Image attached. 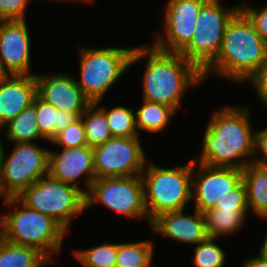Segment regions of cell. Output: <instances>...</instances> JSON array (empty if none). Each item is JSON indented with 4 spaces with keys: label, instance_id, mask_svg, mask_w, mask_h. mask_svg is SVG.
I'll use <instances>...</instances> for the list:
<instances>
[{
    "label": "cell",
    "instance_id": "1",
    "mask_svg": "<svg viewBox=\"0 0 267 267\" xmlns=\"http://www.w3.org/2000/svg\"><path fill=\"white\" fill-rule=\"evenodd\" d=\"M246 106H220L206 124L199 157L200 164L244 169L255 162L256 130Z\"/></svg>",
    "mask_w": 267,
    "mask_h": 267
},
{
    "label": "cell",
    "instance_id": "2",
    "mask_svg": "<svg viewBox=\"0 0 267 267\" xmlns=\"http://www.w3.org/2000/svg\"><path fill=\"white\" fill-rule=\"evenodd\" d=\"M145 58L143 100L169 105L178 112L186 91L204 82L202 72L180 53L165 52L149 43L134 46L130 70Z\"/></svg>",
    "mask_w": 267,
    "mask_h": 267
},
{
    "label": "cell",
    "instance_id": "3",
    "mask_svg": "<svg viewBox=\"0 0 267 267\" xmlns=\"http://www.w3.org/2000/svg\"><path fill=\"white\" fill-rule=\"evenodd\" d=\"M266 63L267 42L240 10L226 27L217 58L202 72L203 80L213 74L243 84Z\"/></svg>",
    "mask_w": 267,
    "mask_h": 267
},
{
    "label": "cell",
    "instance_id": "4",
    "mask_svg": "<svg viewBox=\"0 0 267 267\" xmlns=\"http://www.w3.org/2000/svg\"><path fill=\"white\" fill-rule=\"evenodd\" d=\"M1 238L8 242L33 247L49 260H56L67 232L53 218L25 206L17 197L2 201ZM57 254V255H56Z\"/></svg>",
    "mask_w": 267,
    "mask_h": 267
},
{
    "label": "cell",
    "instance_id": "5",
    "mask_svg": "<svg viewBox=\"0 0 267 267\" xmlns=\"http://www.w3.org/2000/svg\"><path fill=\"white\" fill-rule=\"evenodd\" d=\"M141 177L150 222L163 213L184 210L192 202V159L175 168L147 160Z\"/></svg>",
    "mask_w": 267,
    "mask_h": 267
},
{
    "label": "cell",
    "instance_id": "6",
    "mask_svg": "<svg viewBox=\"0 0 267 267\" xmlns=\"http://www.w3.org/2000/svg\"><path fill=\"white\" fill-rule=\"evenodd\" d=\"M132 47H78L80 80L76 83L95 103L103 100L109 89L130 69Z\"/></svg>",
    "mask_w": 267,
    "mask_h": 267
},
{
    "label": "cell",
    "instance_id": "7",
    "mask_svg": "<svg viewBox=\"0 0 267 267\" xmlns=\"http://www.w3.org/2000/svg\"><path fill=\"white\" fill-rule=\"evenodd\" d=\"M17 198L27 207L57 221L67 232L72 220L86 211L84 189L49 174L39 178Z\"/></svg>",
    "mask_w": 267,
    "mask_h": 267
},
{
    "label": "cell",
    "instance_id": "8",
    "mask_svg": "<svg viewBox=\"0 0 267 267\" xmlns=\"http://www.w3.org/2000/svg\"><path fill=\"white\" fill-rule=\"evenodd\" d=\"M223 6L220 0H208L202 6L193 38L180 52L201 72L217 58L226 27L240 11V4Z\"/></svg>",
    "mask_w": 267,
    "mask_h": 267
},
{
    "label": "cell",
    "instance_id": "9",
    "mask_svg": "<svg viewBox=\"0 0 267 267\" xmlns=\"http://www.w3.org/2000/svg\"><path fill=\"white\" fill-rule=\"evenodd\" d=\"M36 143V144H35ZM6 154L0 153V190L3 198H15L39 178L48 175L49 150L37 142L14 143Z\"/></svg>",
    "mask_w": 267,
    "mask_h": 267
},
{
    "label": "cell",
    "instance_id": "10",
    "mask_svg": "<svg viewBox=\"0 0 267 267\" xmlns=\"http://www.w3.org/2000/svg\"><path fill=\"white\" fill-rule=\"evenodd\" d=\"M86 210L97 203L127 220L139 219L151 225L145 207L144 185L141 175L95 179L85 194Z\"/></svg>",
    "mask_w": 267,
    "mask_h": 267
},
{
    "label": "cell",
    "instance_id": "11",
    "mask_svg": "<svg viewBox=\"0 0 267 267\" xmlns=\"http://www.w3.org/2000/svg\"><path fill=\"white\" fill-rule=\"evenodd\" d=\"M140 137H112L93 147L96 179L142 175L147 162Z\"/></svg>",
    "mask_w": 267,
    "mask_h": 267
},
{
    "label": "cell",
    "instance_id": "12",
    "mask_svg": "<svg viewBox=\"0 0 267 267\" xmlns=\"http://www.w3.org/2000/svg\"><path fill=\"white\" fill-rule=\"evenodd\" d=\"M208 0H168L164 10V31L154 34L155 48L180 53L192 40L198 15Z\"/></svg>",
    "mask_w": 267,
    "mask_h": 267
},
{
    "label": "cell",
    "instance_id": "13",
    "mask_svg": "<svg viewBox=\"0 0 267 267\" xmlns=\"http://www.w3.org/2000/svg\"><path fill=\"white\" fill-rule=\"evenodd\" d=\"M198 168V169H197ZM243 181V170L230 167H212L192 159L193 208L201 213L215 207L228 192Z\"/></svg>",
    "mask_w": 267,
    "mask_h": 267
},
{
    "label": "cell",
    "instance_id": "14",
    "mask_svg": "<svg viewBox=\"0 0 267 267\" xmlns=\"http://www.w3.org/2000/svg\"><path fill=\"white\" fill-rule=\"evenodd\" d=\"M27 20L0 21V64L7 75L31 73V37Z\"/></svg>",
    "mask_w": 267,
    "mask_h": 267
},
{
    "label": "cell",
    "instance_id": "15",
    "mask_svg": "<svg viewBox=\"0 0 267 267\" xmlns=\"http://www.w3.org/2000/svg\"><path fill=\"white\" fill-rule=\"evenodd\" d=\"M48 174L64 183L79 186L85 179L86 194L96 179L94 169L93 147L84 145L74 148H61L59 151L49 150ZM80 179V180H79Z\"/></svg>",
    "mask_w": 267,
    "mask_h": 267
},
{
    "label": "cell",
    "instance_id": "16",
    "mask_svg": "<svg viewBox=\"0 0 267 267\" xmlns=\"http://www.w3.org/2000/svg\"><path fill=\"white\" fill-rule=\"evenodd\" d=\"M66 73H36L37 96L58 110L80 117L91 101L84 95L75 78Z\"/></svg>",
    "mask_w": 267,
    "mask_h": 267
},
{
    "label": "cell",
    "instance_id": "17",
    "mask_svg": "<svg viewBox=\"0 0 267 267\" xmlns=\"http://www.w3.org/2000/svg\"><path fill=\"white\" fill-rule=\"evenodd\" d=\"M186 212V209H184L157 216L150 225L153 234L157 233L163 238L191 246H196L205 241L209 236L206 231L204 213L194 208L192 214Z\"/></svg>",
    "mask_w": 267,
    "mask_h": 267
},
{
    "label": "cell",
    "instance_id": "18",
    "mask_svg": "<svg viewBox=\"0 0 267 267\" xmlns=\"http://www.w3.org/2000/svg\"><path fill=\"white\" fill-rule=\"evenodd\" d=\"M36 75H6L0 80V127L33 104Z\"/></svg>",
    "mask_w": 267,
    "mask_h": 267
},
{
    "label": "cell",
    "instance_id": "19",
    "mask_svg": "<svg viewBox=\"0 0 267 267\" xmlns=\"http://www.w3.org/2000/svg\"><path fill=\"white\" fill-rule=\"evenodd\" d=\"M248 211L261 220H267V166L257 162L249 163L243 169Z\"/></svg>",
    "mask_w": 267,
    "mask_h": 267
},
{
    "label": "cell",
    "instance_id": "20",
    "mask_svg": "<svg viewBox=\"0 0 267 267\" xmlns=\"http://www.w3.org/2000/svg\"><path fill=\"white\" fill-rule=\"evenodd\" d=\"M32 105L36 108V121L40 134L49 142L79 118L74 113L56 109L38 96L34 98Z\"/></svg>",
    "mask_w": 267,
    "mask_h": 267
},
{
    "label": "cell",
    "instance_id": "21",
    "mask_svg": "<svg viewBox=\"0 0 267 267\" xmlns=\"http://www.w3.org/2000/svg\"><path fill=\"white\" fill-rule=\"evenodd\" d=\"M139 109L135 111V125L139 132L159 133L163 132L177 111L169 105L157 102H149L142 99Z\"/></svg>",
    "mask_w": 267,
    "mask_h": 267
},
{
    "label": "cell",
    "instance_id": "22",
    "mask_svg": "<svg viewBox=\"0 0 267 267\" xmlns=\"http://www.w3.org/2000/svg\"><path fill=\"white\" fill-rule=\"evenodd\" d=\"M210 238L230 237L241 231L247 222L248 210L209 209L204 212Z\"/></svg>",
    "mask_w": 267,
    "mask_h": 267
},
{
    "label": "cell",
    "instance_id": "23",
    "mask_svg": "<svg viewBox=\"0 0 267 267\" xmlns=\"http://www.w3.org/2000/svg\"><path fill=\"white\" fill-rule=\"evenodd\" d=\"M39 250L14 244L0 237V267H48L55 264Z\"/></svg>",
    "mask_w": 267,
    "mask_h": 267
},
{
    "label": "cell",
    "instance_id": "24",
    "mask_svg": "<svg viewBox=\"0 0 267 267\" xmlns=\"http://www.w3.org/2000/svg\"><path fill=\"white\" fill-rule=\"evenodd\" d=\"M36 108L31 105L21 111L14 119L1 128L6 130V139L11 143H31L38 140L47 141L39 131ZM4 128V129H3Z\"/></svg>",
    "mask_w": 267,
    "mask_h": 267
},
{
    "label": "cell",
    "instance_id": "25",
    "mask_svg": "<svg viewBox=\"0 0 267 267\" xmlns=\"http://www.w3.org/2000/svg\"><path fill=\"white\" fill-rule=\"evenodd\" d=\"M154 249V244L149 239L118 243L115 267H157L152 262Z\"/></svg>",
    "mask_w": 267,
    "mask_h": 267
},
{
    "label": "cell",
    "instance_id": "26",
    "mask_svg": "<svg viewBox=\"0 0 267 267\" xmlns=\"http://www.w3.org/2000/svg\"><path fill=\"white\" fill-rule=\"evenodd\" d=\"M80 117L88 146L95 147L113 137L105 112L96 103H91Z\"/></svg>",
    "mask_w": 267,
    "mask_h": 267
},
{
    "label": "cell",
    "instance_id": "27",
    "mask_svg": "<svg viewBox=\"0 0 267 267\" xmlns=\"http://www.w3.org/2000/svg\"><path fill=\"white\" fill-rule=\"evenodd\" d=\"M102 100L95 102L105 112L107 122L113 137H140L135 125L133 108L114 105L111 109L100 106Z\"/></svg>",
    "mask_w": 267,
    "mask_h": 267
},
{
    "label": "cell",
    "instance_id": "28",
    "mask_svg": "<svg viewBox=\"0 0 267 267\" xmlns=\"http://www.w3.org/2000/svg\"><path fill=\"white\" fill-rule=\"evenodd\" d=\"M118 243H103L88 249H74L73 257L83 267H115Z\"/></svg>",
    "mask_w": 267,
    "mask_h": 267
},
{
    "label": "cell",
    "instance_id": "29",
    "mask_svg": "<svg viewBox=\"0 0 267 267\" xmlns=\"http://www.w3.org/2000/svg\"><path fill=\"white\" fill-rule=\"evenodd\" d=\"M216 238L208 237L194 246L192 264L194 267H226V252L218 245Z\"/></svg>",
    "mask_w": 267,
    "mask_h": 267
},
{
    "label": "cell",
    "instance_id": "30",
    "mask_svg": "<svg viewBox=\"0 0 267 267\" xmlns=\"http://www.w3.org/2000/svg\"><path fill=\"white\" fill-rule=\"evenodd\" d=\"M50 143L58 148H74L88 145L81 117L68 125Z\"/></svg>",
    "mask_w": 267,
    "mask_h": 267
},
{
    "label": "cell",
    "instance_id": "31",
    "mask_svg": "<svg viewBox=\"0 0 267 267\" xmlns=\"http://www.w3.org/2000/svg\"><path fill=\"white\" fill-rule=\"evenodd\" d=\"M212 209L248 210L246 187L242 181L236 188L228 192L221 201H217Z\"/></svg>",
    "mask_w": 267,
    "mask_h": 267
},
{
    "label": "cell",
    "instance_id": "32",
    "mask_svg": "<svg viewBox=\"0 0 267 267\" xmlns=\"http://www.w3.org/2000/svg\"><path fill=\"white\" fill-rule=\"evenodd\" d=\"M240 10L254 24L258 34L267 42V4L262 8H255L243 1L240 4Z\"/></svg>",
    "mask_w": 267,
    "mask_h": 267
},
{
    "label": "cell",
    "instance_id": "33",
    "mask_svg": "<svg viewBox=\"0 0 267 267\" xmlns=\"http://www.w3.org/2000/svg\"><path fill=\"white\" fill-rule=\"evenodd\" d=\"M30 1L34 0H0V21L26 20Z\"/></svg>",
    "mask_w": 267,
    "mask_h": 267
},
{
    "label": "cell",
    "instance_id": "34",
    "mask_svg": "<svg viewBox=\"0 0 267 267\" xmlns=\"http://www.w3.org/2000/svg\"><path fill=\"white\" fill-rule=\"evenodd\" d=\"M247 82L254 88L261 104L267 108V63Z\"/></svg>",
    "mask_w": 267,
    "mask_h": 267
},
{
    "label": "cell",
    "instance_id": "35",
    "mask_svg": "<svg viewBox=\"0 0 267 267\" xmlns=\"http://www.w3.org/2000/svg\"><path fill=\"white\" fill-rule=\"evenodd\" d=\"M255 162L267 166V126L256 130Z\"/></svg>",
    "mask_w": 267,
    "mask_h": 267
},
{
    "label": "cell",
    "instance_id": "36",
    "mask_svg": "<svg viewBox=\"0 0 267 267\" xmlns=\"http://www.w3.org/2000/svg\"><path fill=\"white\" fill-rule=\"evenodd\" d=\"M242 267H267V261L260 259L258 256H254L244 259Z\"/></svg>",
    "mask_w": 267,
    "mask_h": 267
},
{
    "label": "cell",
    "instance_id": "37",
    "mask_svg": "<svg viewBox=\"0 0 267 267\" xmlns=\"http://www.w3.org/2000/svg\"><path fill=\"white\" fill-rule=\"evenodd\" d=\"M258 252L257 256L260 259L267 261V232L265 233V238L263 239Z\"/></svg>",
    "mask_w": 267,
    "mask_h": 267
},
{
    "label": "cell",
    "instance_id": "38",
    "mask_svg": "<svg viewBox=\"0 0 267 267\" xmlns=\"http://www.w3.org/2000/svg\"><path fill=\"white\" fill-rule=\"evenodd\" d=\"M49 1H50V0H49ZM51 1H52V2H53V1H54V2L57 1L58 3H59V2H60V3H65V2H66V3H69V2H70V3H71V2H72V3H74V2H75V3H76V2H78V3H79V2H82V3H83V2H84V3H90V4H91V3L93 4V2H94V0H51Z\"/></svg>",
    "mask_w": 267,
    "mask_h": 267
},
{
    "label": "cell",
    "instance_id": "39",
    "mask_svg": "<svg viewBox=\"0 0 267 267\" xmlns=\"http://www.w3.org/2000/svg\"><path fill=\"white\" fill-rule=\"evenodd\" d=\"M7 74L3 71L1 64H0V80L3 79Z\"/></svg>",
    "mask_w": 267,
    "mask_h": 267
},
{
    "label": "cell",
    "instance_id": "40",
    "mask_svg": "<svg viewBox=\"0 0 267 267\" xmlns=\"http://www.w3.org/2000/svg\"><path fill=\"white\" fill-rule=\"evenodd\" d=\"M2 128L0 127V153H1V149H2V145H3V143H2V133H1V130Z\"/></svg>",
    "mask_w": 267,
    "mask_h": 267
},
{
    "label": "cell",
    "instance_id": "41",
    "mask_svg": "<svg viewBox=\"0 0 267 267\" xmlns=\"http://www.w3.org/2000/svg\"><path fill=\"white\" fill-rule=\"evenodd\" d=\"M0 199L4 200V198H0ZM1 221H2V212L0 211V237H1Z\"/></svg>",
    "mask_w": 267,
    "mask_h": 267
},
{
    "label": "cell",
    "instance_id": "42",
    "mask_svg": "<svg viewBox=\"0 0 267 267\" xmlns=\"http://www.w3.org/2000/svg\"><path fill=\"white\" fill-rule=\"evenodd\" d=\"M0 198H3V195H2V192H1V190H0Z\"/></svg>",
    "mask_w": 267,
    "mask_h": 267
}]
</instances>
